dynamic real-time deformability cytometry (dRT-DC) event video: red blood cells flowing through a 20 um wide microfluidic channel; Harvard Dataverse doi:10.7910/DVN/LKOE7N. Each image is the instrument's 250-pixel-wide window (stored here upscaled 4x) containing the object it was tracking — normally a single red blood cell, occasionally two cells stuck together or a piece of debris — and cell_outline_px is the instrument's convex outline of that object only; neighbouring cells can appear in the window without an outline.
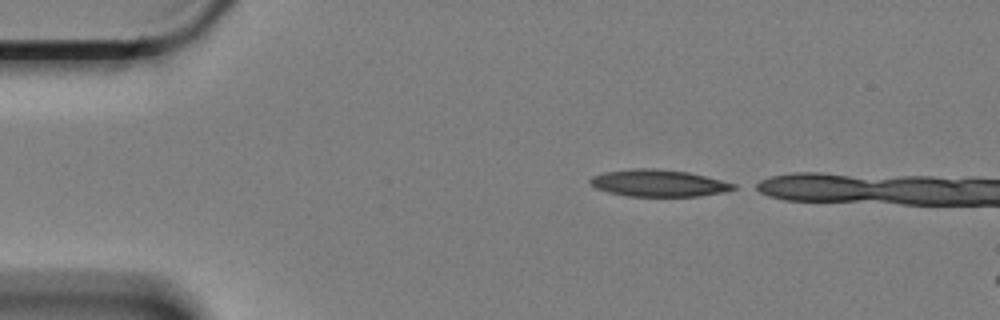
{"species": "Egyptian fruit bat (a non-hibernating species)", "species_latin": "Rousettus aegyptiacus", "temperature_condition": "cold", "stored_images_in_passage": 6, "camera_frame_rate_fps": 3000, "um_per_image_px": 0.085, "animal": {"sex": "female"}, "frame": {"image": 1, "passage_image": 1, "time_ms": 0.0, "image_size_px": [1000, 320], "cell_outline_px": [[736, 188], [724, 192], [700, 196], [628, 196], [608, 192], [596, 188], [588, 180], [592, 176], [604, 172], [636, 168], [652, 168], [688, 172], [736, 184]], "centroid_in_image_um": [55.96, 15.57], "position_along_channel_um": 29.0, "area_um2": 22.31}}